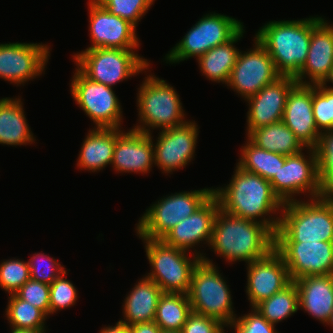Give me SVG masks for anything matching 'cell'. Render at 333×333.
I'll return each mask as SVG.
<instances>
[{
  "label": "cell",
  "instance_id": "1",
  "mask_svg": "<svg viewBox=\"0 0 333 333\" xmlns=\"http://www.w3.org/2000/svg\"><path fill=\"white\" fill-rule=\"evenodd\" d=\"M235 168V173L227 186L213 189L220 209L230 215L253 221H258L261 219L259 217H262L259 221L275 234L280 217L271 218L269 214L280 211L284 203L273 192L268 180L245 171L238 165ZM265 215H269L268 218Z\"/></svg>",
  "mask_w": 333,
  "mask_h": 333
},
{
  "label": "cell",
  "instance_id": "2",
  "mask_svg": "<svg viewBox=\"0 0 333 333\" xmlns=\"http://www.w3.org/2000/svg\"><path fill=\"white\" fill-rule=\"evenodd\" d=\"M209 246L228 262L238 260L248 264L274 249L275 234L260 221L230 215L219 209Z\"/></svg>",
  "mask_w": 333,
  "mask_h": 333
},
{
  "label": "cell",
  "instance_id": "3",
  "mask_svg": "<svg viewBox=\"0 0 333 333\" xmlns=\"http://www.w3.org/2000/svg\"><path fill=\"white\" fill-rule=\"evenodd\" d=\"M312 33V18L270 21L255 38L267 50L281 76L295 77L306 62Z\"/></svg>",
  "mask_w": 333,
  "mask_h": 333
},
{
  "label": "cell",
  "instance_id": "4",
  "mask_svg": "<svg viewBox=\"0 0 333 333\" xmlns=\"http://www.w3.org/2000/svg\"><path fill=\"white\" fill-rule=\"evenodd\" d=\"M275 242L333 241V198L283 204Z\"/></svg>",
  "mask_w": 333,
  "mask_h": 333
},
{
  "label": "cell",
  "instance_id": "5",
  "mask_svg": "<svg viewBox=\"0 0 333 333\" xmlns=\"http://www.w3.org/2000/svg\"><path fill=\"white\" fill-rule=\"evenodd\" d=\"M216 265L205 256L195 266L188 299L193 312L219 320L229 326L236 318L230 290Z\"/></svg>",
  "mask_w": 333,
  "mask_h": 333
},
{
  "label": "cell",
  "instance_id": "6",
  "mask_svg": "<svg viewBox=\"0 0 333 333\" xmlns=\"http://www.w3.org/2000/svg\"><path fill=\"white\" fill-rule=\"evenodd\" d=\"M141 239L146 243V256L152 267V272L145 277L153 280L163 292L187 295L192 272L204 255L196 251L190 260L187 251L168 245L162 239Z\"/></svg>",
  "mask_w": 333,
  "mask_h": 333
},
{
  "label": "cell",
  "instance_id": "7",
  "mask_svg": "<svg viewBox=\"0 0 333 333\" xmlns=\"http://www.w3.org/2000/svg\"><path fill=\"white\" fill-rule=\"evenodd\" d=\"M145 78L137 94L141 124L133 130L151 134L150 127L165 130L186 123L182 103L175 89L154 75Z\"/></svg>",
  "mask_w": 333,
  "mask_h": 333
},
{
  "label": "cell",
  "instance_id": "8",
  "mask_svg": "<svg viewBox=\"0 0 333 333\" xmlns=\"http://www.w3.org/2000/svg\"><path fill=\"white\" fill-rule=\"evenodd\" d=\"M134 49L94 48L74 54L77 68L90 80L112 87L149 68Z\"/></svg>",
  "mask_w": 333,
  "mask_h": 333
},
{
  "label": "cell",
  "instance_id": "9",
  "mask_svg": "<svg viewBox=\"0 0 333 333\" xmlns=\"http://www.w3.org/2000/svg\"><path fill=\"white\" fill-rule=\"evenodd\" d=\"M213 188L184 191L161 198L140 218L136 232L139 238L161 239L180 221L192 215L211 196Z\"/></svg>",
  "mask_w": 333,
  "mask_h": 333
},
{
  "label": "cell",
  "instance_id": "10",
  "mask_svg": "<svg viewBox=\"0 0 333 333\" xmlns=\"http://www.w3.org/2000/svg\"><path fill=\"white\" fill-rule=\"evenodd\" d=\"M235 18L218 13L204 15L174 46L165 61L179 63L190 57H201L208 50L230 41L243 27Z\"/></svg>",
  "mask_w": 333,
  "mask_h": 333
},
{
  "label": "cell",
  "instance_id": "11",
  "mask_svg": "<svg viewBox=\"0 0 333 333\" xmlns=\"http://www.w3.org/2000/svg\"><path fill=\"white\" fill-rule=\"evenodd\" d=\"M71 80V94L96 128L121 127L122 109L112 87L87 78L78 68Z\"/></svg>",
  "mask_w": 333,
  "mask_h": 333
},
{
  "label": "cell",
  "instance_id": "12",
  "mask_svg": "<svg viewBox=\"0 0 333 333\" xmlns=\"http://www.w3.org/2000/svg\"><path fill=\"white\" fill-rule=\"evenodd\" d=\"M305 149H309V156L302 151L286 156L284 165L269 181L283 203L296 200L294 195L301 192L309 193L310 199L322 197L315 149Z\"/></svg>",
  "mask_w": 333,
  "mask_h": 333
},
{
  "label": "cell",
  "instance_id": "13",
  "mask_svg": "<svg viewBox=\"0 0 333 333\" xmlns=\"http://www.w3.org/2000/svg\"><path fill=\"white\" fill-rule=\"evenodd\" d=\"M253 45L250 51H240L227 84L244 99L281 77L271 56L256 38Z\"/></svg>",
  "mask_w": 333,
  "mask_h": 333
},
{
  "label": "cell",
  "instance_id": "14",
  "mask_svg": "<svg viewBox=\"0 0 333 333\" xmlns=\"http://www.w3.org/2000/svg\"><path fill=\"white\" fill-rule=\"evenodd\" d=\"M292 281L333 274V241L275 242Z\"/></svg>",
  "mask_w": 333,
  "mask_h": 333
},
{
  "label": "cell",
  "instance_id": "15",
  "mask_svg": "<svg viewBox=\"0 0 333 333\" xmlns=\"http://www.w3.org/2000/svg\"><path fill=\"white\" fill-rule=\"evenodd\" d=\"M46 44H0V77L14 84H23L41 75L49 58Z\"/></svg>",
  "mask_w": 333,
  "mask_h": 333
},
{
  "label": "cell",
  "instance_id": "16",
  "mask_svg": "<svg viewBox=\"0 0 333 333\" xmlns=\"http://www.w3.org/2000/svg\"><path fill=\"white\" fill-rule=\"evenodd\" d=\"M90 37L94 48L136 49L139 40L136 27L129 21L111 14L97 0H89Z\"/></svg>",
  "mask_w": 333,
  "mask_h": 333
},
{
  "label": "cell",
  "instance_id": "17",
  "mask_svg": "<svg viewBox=\"0 0 333 333\" xmlns=\"http://www.w3.org/2000/svg\"><path fill=\"white\" fill-rule=\"evenodd\" d=\"M247 272L246 293L251 308L292 282L284 259L275 248L263 258L248 263Z\"/></svg>",
  "mask_w": 333,
  "mask_h": 333
},
{
  "label": "cell",
  "instance_id": "18",
  "mask_svg": "<svg viewBox=\"0 0 333 333\" xmlns=\"http://www.w3.org/2000/svg\"><path fill=\"white\" fill-rule=\"evenodd\" d=\"M195 121L160 131L154 145V164L165 173L181 169L189 163L195 153L198 137Z\"/></svg>",
  "mask_w": 333,
  "mask_h": 333
},
{
  "label": "cell",
  "instance_id": "19",
  "mask_svg": "<svg viewBox=\"0 0 333 333\" xmlns=\"http://www.w3.org/2000/svg\"><path fill=\"white\" fill-rule=\"evenodd\" d=\"M332 68L333 25H329L322 17H312V33L307 59L294 78L298 84H323ZM306 77L311 81H304L303 79H306Z\"/></svg>",
  "mask_w": 333,
  "mask_h": 333
},
{
  "label": "cell",
  "instance_id": "20",
  "mask_svg": "<svg viewBox=\"0 0 333 333\" xmlns=\"http://www.w3.org/2000/svg\"><path fill=\"white\" fill-rule=\"evenodd\" d=\"M297 84L294 77L281 76L273 83L266 85L246 101L247 133L262 126L282 121L284 109L290 90Z\"/></svg>",
  "mask_w": 333,
  "mask_h": 333
},
{
  "label": "cell",
  "instance_id": "21",
  "mask_svg": "<svg viewBox=\"0 0 333 333\" xmlns=\"http://www.w3.org/2000/svg\"><path fill=\"white\" fill-rule=\"evenodd\" d=\"M220 205L213 194L192 215L184 218L175 227L170 229L161 239L175 248L189 251L200 241L210 245L214 220Z\"/></svg>",
  "mask_w": 333,
  "mask_h": 333
},
{
  "label": "cell",
  "instance_id": "22",
  "mask_svg": "<svg viewBox=\"0 0 333 333\" xmlns=\"http://www.w3.org/2000/svg\"><path fill=\"white\" fill-rule=\"evenodd\" d=\"M313 85L296 84L287 97L282 121L306 148H315L320 132L312 110Z\"/></svg>",
  "mask_w": 333,
  "mask_h": 333
},
{
  "label": "cell",
  "instance_id": "23",
  "mask_svg": "<svg viewBox=\"0 0 333 333\" xmlns=\"http://www.w3.org/2000/svg\"><path fill=\"white\" fill-rule=\"evenodd\" d=\"M151 134L130 129L117 138L111 165L118 172L148 173L154 163Z\"/></svg>",
  "mask_w": 333,
  "mask_h": 333
},
{
  "label": "cell",
  "instance_id": "24",
  "mask_svg": "<svg viewBox=\"0 0 333 333\" xmlns=\"http://www.w3.org/2000/svg\"><path fill=\"white\" fill-rule=\"evenodd\" d=\"M299 294V308L323 324L333 311V274L302 277L294 281Z\"/></svg>",
  "mask_w": 333,
  "mask_h": 333
},
{
  "label": "cell",
  "instance_id": "25",
  "mask_svg": "<svg viewBox=\"0 0 333 333\" xmlns=\"http://www.w3.org/2000/svg\"><path fill=\"white\" fill-rule=\"evenodd\" d=\"M120 129V130H119ZM121 128H94L89 130L78 157L77 166L92 172L112 163L116 138Z\"/></svg>",
  "mask_w": 333,
  "mask_h": 333
},
{
  "label": "cell",
  "instance_id": "26",
  "mask_svg": "<svg viewBox=\"0 0 333 333\" xmlns=\"http://www.w3.org/2000/svg\"><path fill=\"white\" fill-rule=\"evenodd\" d=\"M163 293L153 280L142 278L126 296L123 305L124 320L119 321L128 326L154 321L158 301Z\"/></svg>",
  "mask_w": 333,
  "mask_h": 333
},
{
  "label": "cell",
  "instance_id": "27",
  "mask_svg": "<svg viewBox=\"0 0 333 333\" xmlns=\"http://www.w3.org/2000/svg\"><path fill=\"white\" fill-rule=\"evenodd\" d=\"M22 104L19 98L0 99V144L16 146L35 141Z\"/></svg>",
  "mask_w": 333,
  "mask_h": 333
},
{
  "label": "cell",
  "instance_id": "28",
  "mask_svg": "<svg viewBox=\"0 0 333 333\" xmlns=\"http://www.w3.org/2000/svg\"><path fill=\"white\" fill-rule=\"evenodd\" d=\"M244 31L242 28L230 41L215 46L197 59L202 74L209 80L228 84L240 53L234 43L243 37Z\"/></svg>",
  "mask_w": 333,
  "mask_h": 333
},
{
  "label": "cell",
  "instance_id": "29",
  "mask_svg": "<svg viewBox=\"0 0 333 333\" xmlns=\"http://www.w3.org/2000/svg\"><path fill=\"white\" fill-rule=\"evenodd\" d=\"M247 138L262 149L285 156L297 154L304 149L303 144L283 121L252 130Z\"/></svg>",
  "mask_w": 333,
  "mask_h": 333
},
{
  "label": "cell",
  "instance_id": "30",
  "mask_svg": "<svg viewBox=\"0 0 333 333\" xmlns=\"http://www.w3.org/2000/svg\"><path fill=\"white\" fill-rule=\"evenodd\" d=\"M246 142L241 148V158L237 165L270 181L284 165L286 156L262 149L249 139Z\"/></svg>",
  "mask_w": 333,
  "mask_h": 333
},
{
  "label": "cell",
  "instance_id": "31",
  "mask_svg": "<svg viewBox=\"0 0 333 333\" xmlns=\"http://www.w3.org/2000/svg\"><path fill=\"white\" fill-rule=\"evenodd\" d=\"M191 312L186 294L164 292L159 298L154 322L161 330L181 331Z\"/></svg>",
  "mask_w": 333,
  "mask_h": 333
},
{
  "label": "cell",
  "instance_id": "32",
  "mask_svg": "<svg viewBox=\"0 0 333 333\" xmlns=\"http://www.w3.org/2000/svg\"><path fill=\"white\" fill-rule=\"evenodd\" d=\"M269 323L277 324L299 310V294L294 281L254 307Z\"/></svg>",
  "mask_w": 333,
  "mask_h": 333
},
{
  "label": "cell",
  "instance_id": "33",
  "mask_svg": "<svg viewBox=\"0 0 333 333\" xmlns=\"http://www.w3.org/2000/svg\"><path fill=\"white\" fill-rule=\"evenodd\" d=\"M6 317L12 328L45 329L47 315L16 294L9 295Z\"/></svg>",
  "mask_w": 333,
  "mask_h": 333
},
{
  "label": "cell",
  "instance_id": "34",
  "mask_svg": "<svg viewBox=\"0 0 333 333\" xmlns=\"http://www.w3.org/2000/svg\"><path fill=\"white\" fill-rule=\"evenodd\" d=\"M314 149L322 197L333 198V130L321 132Z\"/></svg>",
  "mask_w": 333,
  "mask_h": 333
},
{
  "label": "cell",
  "instance_id": "35",
  "mask_svg": "<svg viewBox=\"0 0 333 333\" xmlns=\"http://www.w3.org/2000/svg\"><path fill=\"white\" fill-rule=\"evenodd\" d=\"M312 110L318 131L333 130V90L313 85Z\"/></svg>",
  "mask_w": 333,
  "mask_h": 333
},
{
  "label": "cell",
  "instance_id": "36",
  "mask_svg": "<svg viewBox=\"0 0 333 333\" xmlns=\"http://www.w3.org/2000/svg\"><path fill=\"white\" fill-rule=\"evenodd\" d=\"M30 279V269L26 261L9 259L0 264V287L10 295L15 294Z\"/></svg>",
  "mask_w": 333,
  "mask_h": 333
},
{
  "label": "cell",
  "instance_id": "37",
  "mask_svg": "<svg viewBox=\"0 0 333 333\" xmlns=\"http://www.w3.org/2000/svg\"><path fill=\"white\" fill-rule=\"evenodd\" d=\"M111 14L129 21L135 27L154 0H97Z\"/></svg>",
  "mask_w": 333,
  "mask_h": 333
},
{
  "label": "cell",
  "instance_id": "38",
  "mask_svg": "<svg viewBox=\"0 0 333 333\" xmlns=\"http://www.w3.org/2000/svg\"><path fill=\"white\" fill-rule=\"evenodd\" d=\"M29 260L27 263L30 269V277L34 281L51 285L56 278L66 271L57 260L43 253H35Z\"/></svg>",
  "mask_w": 333,
  "mask_h": 333
},
{
  "label": "cell",
  "instance_id": "39",
  "mask_svg": "<svg viewBox=\"0 0 333 333\" xmlns=\"http://www.w3.org/2000/svg\"><path fill=\"white\" fill-rule=\"evenodd\" d=\"M66 271L56 278L50 287L49 303L50 314L75 305L77 300V290L75 286L64 278Z\"/></svg>",
  "mask_w": 333,
  "mask_h": 333
},
{
  "label": "cell",
  "instance_id": "40",
  "mask_svg": "<svg viewBox=\"0 0 333 333\" xmlns=\"http://www.w3.org/2000/svg\"><path fill=\"white\" fill-rule=\"evenodd\" d=\"M15 294L20 299L42 310L47 316L50 315V287L48 284L30 279Z\"/></svg>",
  "mask_w": 333,
  "mask_h": 333
},
{
  "label": "cell",
  "instance_id": "41",
  "mask_svg": "<svg viewBox=\"0 0 333 333\" xmlns=\"http://www.w3.org/2000/svg\"><path fill=\"white\" fill-rule=\"evenodd\" d=\"M236 333H277L275 325L269 323L255 308L251 312L235 318L229 325Z\"/></svg>",
  "mask_w": 333,
  "mask_h": 333
},
{
  "label": "cell",
  "instance_id": "42",
  "mask_svg": "<svg viewBox=\"0 0 333 333\" xmlns=\"http://www.w3.org/2000/svg\"><path fill=\"white\" fill-rule=\"evenodd\" d=\"M225 325L219 320L191 312L182 327V333H225Z\"/></svg>",
  "mask_w": 333,
  "mask_h": 333
},
{
  "label": "cell",
  "instance_id": "43",
  "mask_svg": "<svg viewBox=\"0 0 333 333\" xmlns=\"http://www.w3.org/2000/svg\"><path fill=\"white\" fill-rule=\"evenodd\" d=\"M130 333H160V327L154 322H144L129 326Z\"/></svg>",
  "mask_w": 333,
  "mask_h": 333
},
{
  "label": "cell",
  "instance_id": "44",
  "mask_svg": "<svg viewBox=\"0 0 333 333\" xmlns=\"http://www.w3.org/2000/svg\"><path fill=\"white\" fill-rule=\"evenodd\" d=\"M100 333H130L129 326L118 321L115 326L104 327Z\"/></svg>",
  "mask_w": 333,
  "mask_h": 333
},
{
  "label": "cell",
  "instance_id": "45",
  "mask_svg": "<svg viewBox=\"0 0 333 333\" xmlns=\"http://www.w3.org/2000/svg\"><path fill=\"white\" fill-rule=\"evenodd\" d=\"M45 329H21L11 328V333H45Z\"/></svg>",
  "mask_w": 333,
  "mask_h": 333
},
{
  "label": "cell",
  "instance_id": "46",
  "mask_svg": "<svg viewBox=\"0 0 333 333\" xmlns=\"http://www.w3.org/2000/svg\"><path fill=\"white\" fill-rule=\"evenodd\" d=\"M327 82H328V83H329V82L333 83V68H332V70H331V72H330L328 78H327V79L324 81V83H323V85H324L327 89H329V90H333V87H328V86H327Z\"/></svg>",
  "mask_w": 333,
  "mask_h": 333
},
{
  "label": "cell",
  "instance_id": "47",
  "mask_svg": "<svg viewBox=\"0 0 333 333\" xmlns=\"http://www.w3.org/2000/svg\"><path fill=\"white\" fill-rule=\"evenodd\" d=\"M160 333H182L181 331H173V330H161Z\"/></svg>",
  "mask_w": 333,
  "mask_h": 333
},
{
  "label": "cell",
  "instance_id": "48",
  "mask_svg": "<svg viewBox=\"0 0 333 333\" xmlns=\"http://www.w3.org/2000/svg\"><path fill=\"white\" fill-rule=\"evenodd\" d=\"M327 324L333 327V311L331 313V317H330V319H329V321H328Z\"/></svg>",
  "mask_w": 333,
  "mask_h": 333
}]
</instances>
